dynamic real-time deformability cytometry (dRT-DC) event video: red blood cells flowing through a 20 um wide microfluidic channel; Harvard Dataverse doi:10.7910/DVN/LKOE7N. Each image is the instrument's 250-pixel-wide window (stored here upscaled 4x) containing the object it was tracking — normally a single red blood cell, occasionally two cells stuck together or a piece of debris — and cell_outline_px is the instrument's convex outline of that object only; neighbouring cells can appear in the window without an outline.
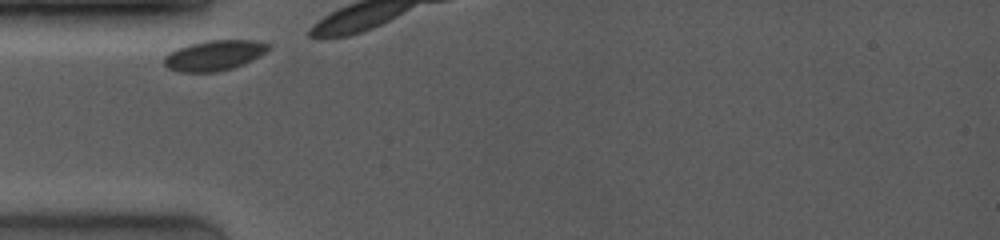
{"species": "common noctule bat (a hibernating species)", "species_latin": "Nyctalus noctula", "temperature_condition": "room temperature", "stored_images_in_passage": 5, "camera_frame_rate_fps": 4000, "um_per_image_px": 0.085, "animal": {"sex": "female", "body_mass_g": 19.0, "forearm_length_mm": 53.3}, "frame": {"image": 1, "passage_image": 1, "time_ms": 0.0, "image_size_px": [1000, 240], "cell_outline_px": [[272, 48], [260, 56], [244, 64], [232, 68], [216, 72], [176, 72], [168, 68], [164, 64], [164, 56], [168, 52], [176, 48], [188, 44], [208, 40], [256, 40], [272, 44]], "centroid_in_image_um": [18.22, 4.7], "position_along_channel_um": 66.8, "area_um2": 18.79}}